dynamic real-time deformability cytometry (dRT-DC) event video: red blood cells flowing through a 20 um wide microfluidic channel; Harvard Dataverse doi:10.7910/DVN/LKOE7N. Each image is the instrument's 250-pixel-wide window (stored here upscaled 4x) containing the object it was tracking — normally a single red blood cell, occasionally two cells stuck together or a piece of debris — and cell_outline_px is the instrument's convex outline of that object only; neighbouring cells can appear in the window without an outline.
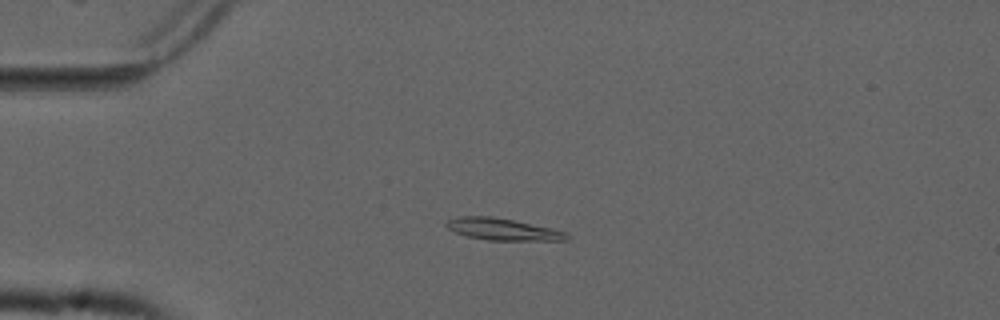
{"species": "common noctule bat (a hibernating species)", "species_latin": "Nyctalus noctula", "temperature_condition": "cold", "stored_images_in_passage": 44, "camera_frame_rate_fps": 3000, "um_per_image_px": 0.085, "animal": {"sex": "male", "forearm_length_mm": 52.5}, "frame": {"image": 1, "passage_image": 6, "time_ms": 1.667, "image_size_px": [1000, 320], "cell_outline_px": [[568, 240], [488, 240], [468, 236], [456, 232], [448, 228], [444, 224], [448, 220], [460, 216], [492, 216], [552, 228], [564, 232], [568, 236]], "centroid_in_image_um": [42.7, 19.48], "position_along_channel_um": 42.3, "area_um2": 15.03}}
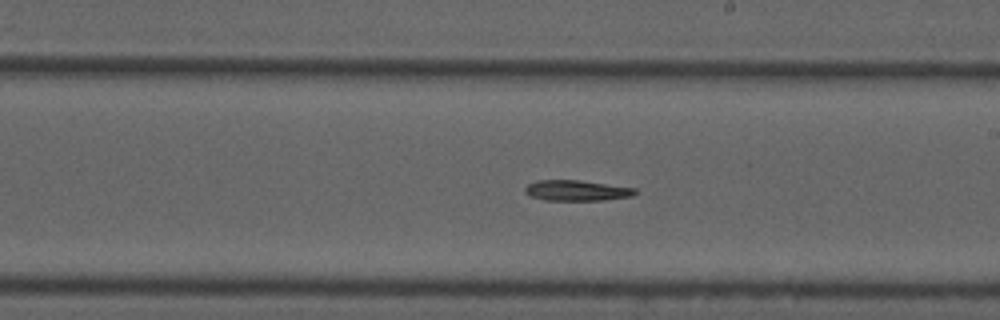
{"frame": {"image": 2, "passage_image": 24, "time_ms": 7.667, "image_size_px": [1000, 320], "cell_outline_px": [[640, 192], [632, 196], [604, 200], [544, 200], [528, 196], [524, 192], [524, 188], [528, 184], [536, 180], [580, 180], [636, 188]], "centroid_in_image_um": [49.01, 16.19], "position_along_channel_um": 240.0, "area_um2": 13.41}}
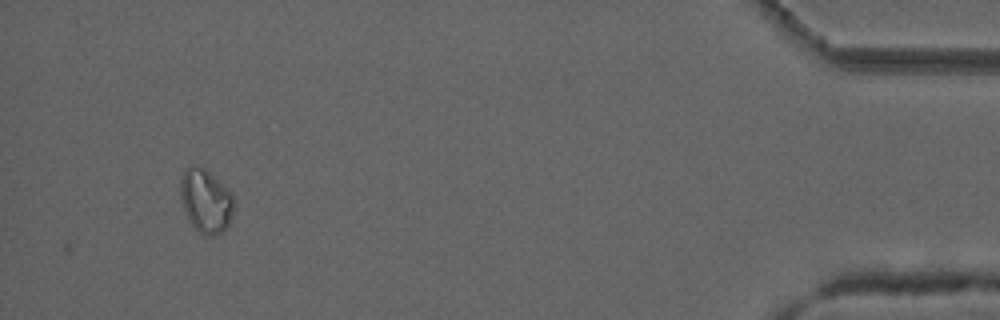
{"frame": {"image": 3, "passage_image": 44, "time_ms": 14.333, "image_size_px": [1000, 320], "cell_outline_px": [[232, 216], [228, 224], [220, 232], [212, 236], [204, 236], [192, 224], [184, 212], [180, 196], [180, 180], [184, 172], [188, 168], [204, 168], [232, 192]], "centroid_in_image_um": [17.47, 17.1], "position_along_channel_um": 417.7, "area_um2": 19.31}}